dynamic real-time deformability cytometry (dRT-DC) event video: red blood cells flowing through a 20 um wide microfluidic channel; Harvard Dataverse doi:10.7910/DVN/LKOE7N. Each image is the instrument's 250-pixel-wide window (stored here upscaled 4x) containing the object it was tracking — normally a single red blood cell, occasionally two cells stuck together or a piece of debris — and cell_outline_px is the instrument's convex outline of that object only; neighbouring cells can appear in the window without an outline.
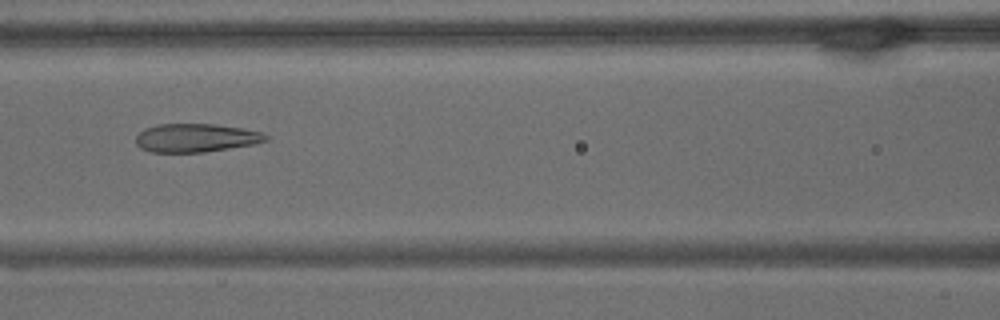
{"species": "common noctule bat (a hibernating species)", "species_latin": "Nyctalus noctula", "temperature_condition": "warm", "stored_images_in_passage": 61, "camera_frame_rate_fps": 3000, "um_per_image_px": 0.085, "animal": {"sex": "male", "body_mass_g": 15.6}, "frame": {"image": 1, "passage_image": 26, "time_ms": 8.333, "image_size_px": [1000, 320], "cell_outline_px": [[268, 140], [252, 144], [204, 152], [152, 152], [140, 148], [136, 144], [136, 136], [144, 128], [160, 124], [212, 124], [240, 128], [260, 132], [268, 136]], "centroid_in_image_um": [16.6, 11.72], "position_along_channel_um": 150.0, "area_um2": 21.27}}
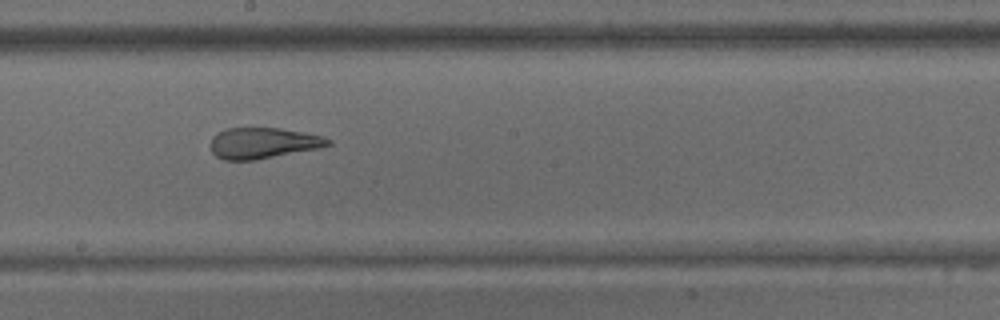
{"frame": {"image": 2, "passage_image": 33, "time_ms": 10.667, "image_size_px": [1000, 320], "cell_outline_px": [[332, 144], [320, 148], [256, 160], [224, 160], [216, 156], [212, 152], [208, 144], [212, 136], [216, 132], [228, 128], [280, 128], [304, 132], [320, 136], [332, 140]], "centroid_in_image_um": [22.32, 12.16], "position_along_channel_um": 225.9, "area_um2": 21.44}}
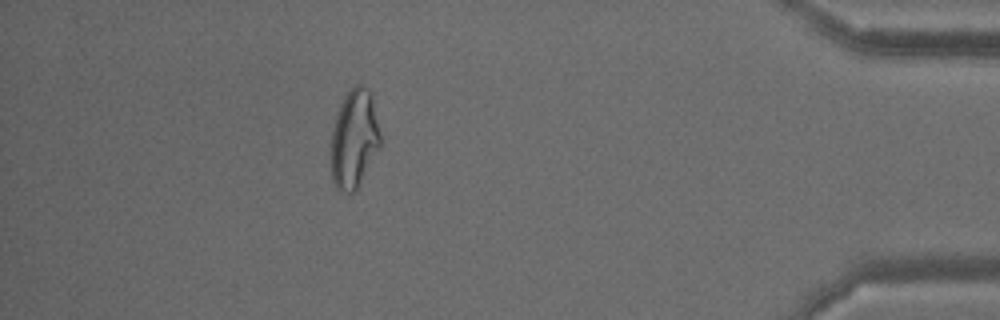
{"frame": {"image": 3, "passage_image": 54, "time_ms": 17.667, "image_size_px": [1000, 320], "cell_outline_px": [[380, 148], [356, 192], [340, 192], [336, 188], [332, 180], [332, 132], [336, 116], [340, 104], [344, 96], [356, 84], [360, 84], [368, 88], [372, 92], [380, 132]], "centroid_in_image_um": [30.13, 11.81], "position_along_channel_um": 405.1, "area_um2": 28.55}, "authors_computed_cell_mechanics": {"area_um2": 27.2238, "velocity_mm_per_s": 3.2574, "shape_relaxation_time_tau1_ms": null, "shape_relaxation_time_tau2_ms": 2.1701, "deformation_change_tau1": null, "deformation_change_tau2": 0.0977}}